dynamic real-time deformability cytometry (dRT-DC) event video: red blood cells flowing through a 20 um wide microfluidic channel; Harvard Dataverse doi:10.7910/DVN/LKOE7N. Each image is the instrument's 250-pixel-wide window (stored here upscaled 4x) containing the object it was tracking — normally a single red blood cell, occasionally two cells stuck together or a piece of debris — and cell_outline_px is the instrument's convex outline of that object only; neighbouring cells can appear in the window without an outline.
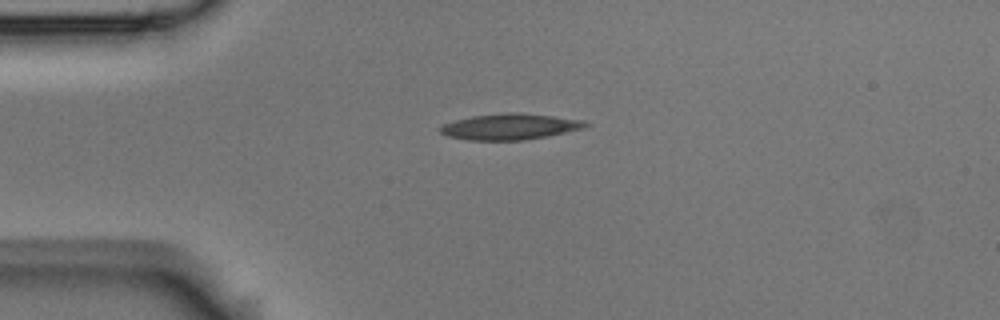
{"species": "Egyptian fruit bat (a non-hibernating species)", "species_latin": "Rousettus aegyptiacus", "temperature_condition": "room temperature", "stored_images_in_passage": 42, "camera_frame_rate_fps": 3000, "um_per_image_px": 0.085, "animal": {"sex": "male"}, "frame": {"image": 1, "passage_image": 1, "time_ms": 0.0, "image_size_px": [1000, 320], "cell_outline_px": [[592, 124], [584, 128], [548, 136], [524, 140], [468, 140], [448, 136], [440, 132], [440, 128], [444, 124], [456, 120], [472, 116], [508, 112], [520, 112], [584, 120]], "centroid_in_image_um": [43.39, 10.76], "position_along_channel_um": 41.6, "area_um2": 21.96}}
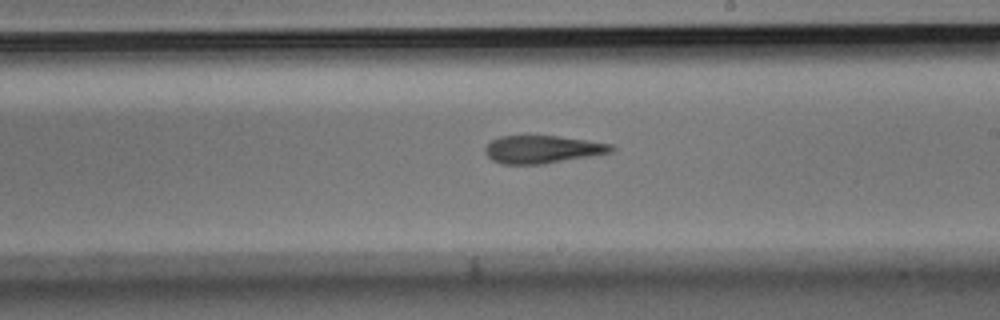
{"frame": {"image": 2, "passage_image": 19, "time_ms": 6.0, "image_size_px": [1000, 320], "cell_outline_px": [[616, 148], [612, 152], [544, 164], [500, 164], [492, 160], [484, 152], [484, 148], [492, 140], [500, 136], [556, 136], [612, 144]], "centroid_in_image_um": [46.08, 12.7], "position_along_channel_um": 242.9, "area_um2": 20.29}}
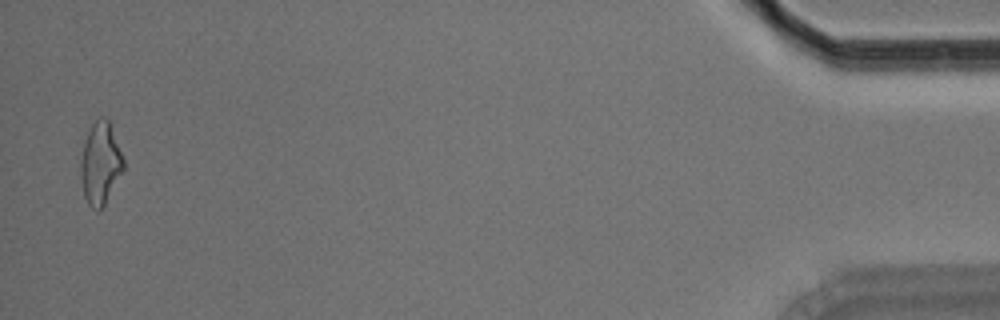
{"frame": {"image": 3, "passage_image": 41, "time_ms": 13.333, "image_size_px": [1000, 320], "cell_outline_px": [[124, 168], [100, 212], [96, 212], [88, 204], [84, 196], [80, 176], [80, 160], [84, 140], [92, 124], [100, 116], [104, 116], [108, 120], [124, 160]], "centroid_in_image_um": [8.5, 13.91], "position_along_channel_um": 426.7, "area_um2": 20.4}, "authors_computed_cell_mechanics": {"area_um2": 20.9814, "velocity_mm_per_s": 3.7248, "shape_relaxation_time_tau1_ms": null, "shape_relaxation_time_tau2_ms": 6.6224, "deformation_change_tau1": null, "deformation_change_tau2": 0.2027}}